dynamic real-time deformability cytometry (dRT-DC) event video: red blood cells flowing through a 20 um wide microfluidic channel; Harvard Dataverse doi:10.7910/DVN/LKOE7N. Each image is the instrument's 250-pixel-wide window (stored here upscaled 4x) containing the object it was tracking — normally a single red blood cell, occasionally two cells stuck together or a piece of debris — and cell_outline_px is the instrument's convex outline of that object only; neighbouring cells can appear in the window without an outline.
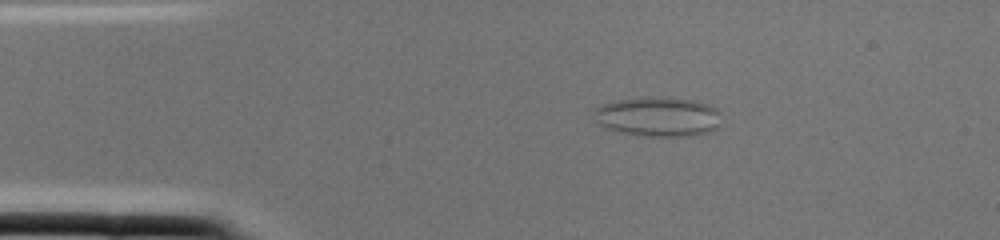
{"species": "common noctule bat (a hibernating species)", "species_latin": "Nyctalus noctula", "temperature_condition": "cold", "stored_images_in_passage": 2, "camera_frame_rate_fps": 3000, "um_per_image_px": 0.085, "animal": {"sex": "female", "body_mass_g": 22.0, "forearm_length_mm": 56.7}, "frame": {"image": 1, "passage_image": 2, "time_ms": 0.333, "image_size_px": [1000, 240], "cell_outline_px": [[720, 112], [716, 128], [708, 132], [688, 136], [644, 136], [620, 132], [604, 128], [596, 124], [596, 108], [600, 104], [620, 100], [696, 100], [708, 104], [716, 108]], "centroid_in_image_um": [55.93, 9.97], "position_along_channel_um": 29.1, "area_um2": 28.26}}